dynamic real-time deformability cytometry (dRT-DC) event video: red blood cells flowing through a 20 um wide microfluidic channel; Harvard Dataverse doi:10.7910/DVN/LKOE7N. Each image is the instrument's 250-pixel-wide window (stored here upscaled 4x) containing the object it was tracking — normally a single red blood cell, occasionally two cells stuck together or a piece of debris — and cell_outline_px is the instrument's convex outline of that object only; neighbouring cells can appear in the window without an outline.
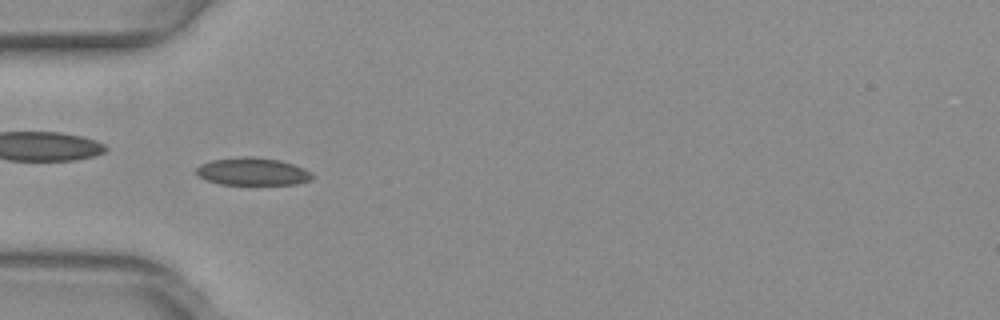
{"species": "common noctule bat (a hibernating species)", "species_latin": "Nyctalus noctula", "temperature_condition": "warm", "stored_images_in_passage": 9, "camera_frame_rate_fps": 3000, "um_per_image_px": 0.085, "animal": {"sex": "female", "body_mass_g": 29.2, "forearm_length_mm": 56.3}, "frame": {"image": 1, "passage_image": 1, "time_ms": 0.0, "image_size_px": [1000, 320], "cell_outline_px": [[312, 180], [296, 184], [220, 184], [196, 176], [196, 168], [200, 164], [212, 160], [244, 156], [256, 156], [280, 160], [304, 168], [312, 176]], "centroid_in_image_um": [21.44, 14.57], "position_along_channel_um": 63.6, "area_um2": 18.61}}